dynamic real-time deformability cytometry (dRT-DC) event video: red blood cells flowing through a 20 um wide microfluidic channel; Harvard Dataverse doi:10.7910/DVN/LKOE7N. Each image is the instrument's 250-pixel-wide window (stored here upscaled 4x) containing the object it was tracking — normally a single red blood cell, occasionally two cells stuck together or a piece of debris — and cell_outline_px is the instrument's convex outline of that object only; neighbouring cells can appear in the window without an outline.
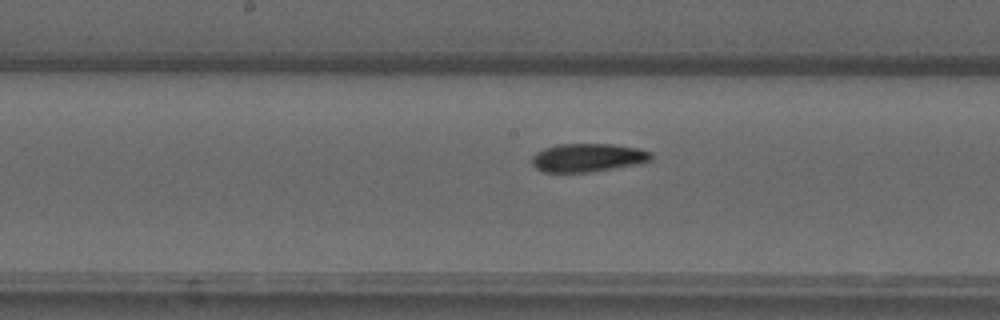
{"species": "common noctule bat (a hibernating species)", "species_latin": "Nyctalus noctula", "temperature_condition": "warm", "stored_images_in_passage": 55, "camera_frame_rate_fps": 3000, "um_per_image_px": 0.085, "animal": {"sex": "male", "forearm_length_mm": 52.5}, "frame": {"image": 1, "passage_image": 28, "time_ms": 9.0, "image_size_px": [1000, 320], "cell_outline_px": [[652, 160], [640, 164], [592, 172], [544, 172], [536, 168], [532, 164], [532, 156], [536, 152], [544, 148], [556, 144], [612, 144], [640, 148], [652, 152]], "centroid_in_image_um": [49.99, 13.4], "position_along_channel_um": 198.2, "area_um2": 20.0}}
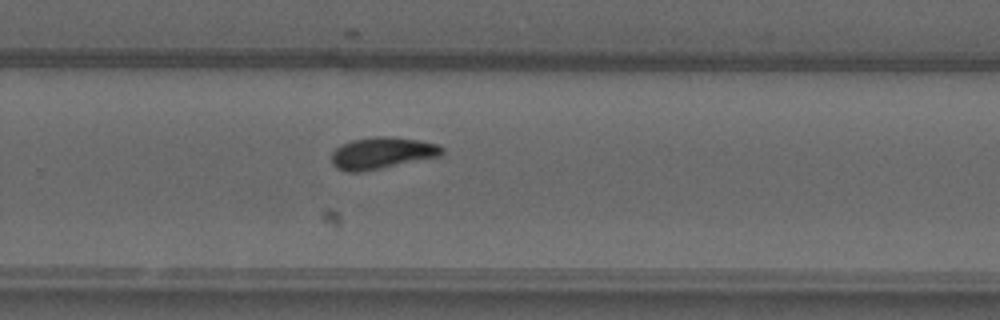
{"frame": {"image": 2, "passage_image": 36, "time_ms": 11.667, "image_size_px": [1000, 320], "cell_outline_px": [[444, 156], [364, 172], [348, 172], [336, 168], [332, 164], [332, 152], [340, 144], [352, 140], [376, 136], [388, 136], [420, 140], [440, 144], [444, 148]], "centroid_in_image_um": [32.52, 13.02], "position_along_channel_um": 297.3, "area_um2": 20.98}}
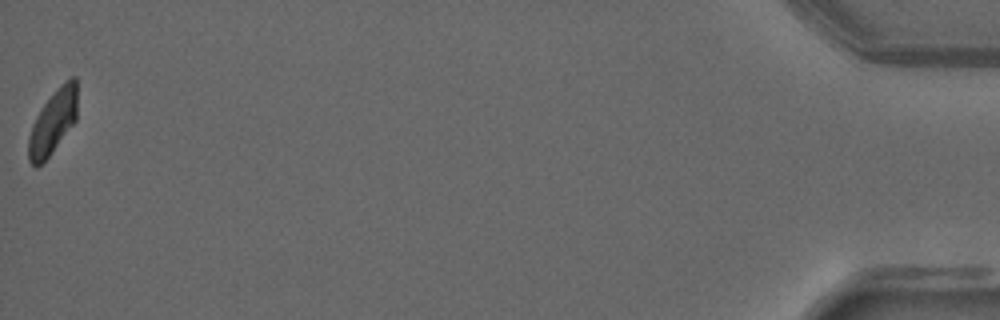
{"frame": {"image": 3, "passage_image": 55, "time_ms": 18.0, "image_size_px": [1000, 320], "cell_outline_px": [[76, 120], [48, 156], [36, 168], [28, 160], [28, 136], [32, 124], [36, 116], [44, 104], [60, 84], [64, 80], [72, 76], [76, 76]], "centroid_in_image_um": [4.48, 10.35], "position_along_channel_um": 430.7, "area_um2": 17.92}, "authors_computed_cell_mechanics": {"area_um2": 19.363, "velocity_mm_per_s": 3.7372, "shape_relaxation_time_tau1_ms": null, "shape_relaxation_time_tau2_ms": 7.4349, "deformation_change_tau1": null, "deformation_change_tau2": 0.1173}}